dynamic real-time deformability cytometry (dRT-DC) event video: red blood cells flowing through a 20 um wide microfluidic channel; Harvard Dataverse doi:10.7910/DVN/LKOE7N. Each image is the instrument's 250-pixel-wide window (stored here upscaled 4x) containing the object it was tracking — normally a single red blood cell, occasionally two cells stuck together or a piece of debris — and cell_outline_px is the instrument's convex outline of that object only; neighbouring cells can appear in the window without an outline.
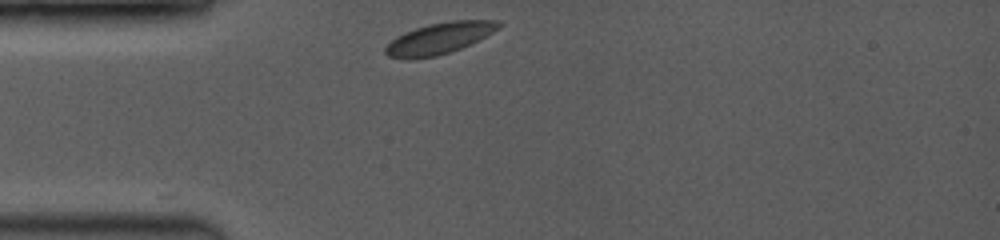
{"species": "common noctule bat (a hibernating species)", "species_latin": "Nyctalus noctula", "temperature_condition": "room temperature", "stored_images_in_passage": 4, "camera_frame_rate_fps": 3500, "um_per_image_px": 0.085, "animal": {"sex": "female", "body_mass_g": 19.0, "forearm_length_mm": 53.3}, "frame": {"image": 1, "passage_image": 1, "time_ms": 0.0, "image_size_px": [1000, 240], "cell_outline_px": [[504, 24], [500, 28], [460, 48], [436, 56], [412, 60], [388, 56], [384, 52], [384, 48], [396, 36], [404, 32], [428, 24], [452, 20], [500, 20]], "centroid_in_image_um": [37.33, 3.25], "position_along_channel_um": 47.7, "area_um2": 20.58}}
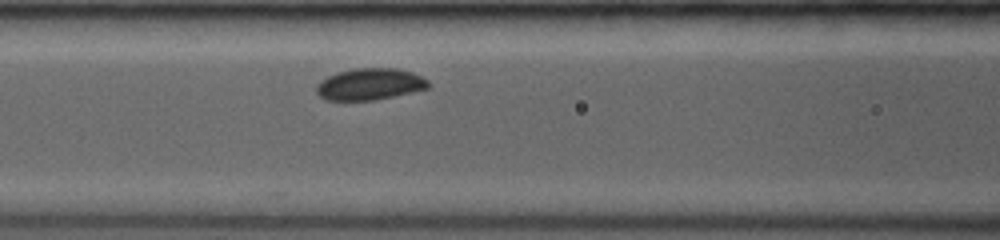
{"frame": {"image": 2, "passage_image": 4, "time_ms": 2.571, "image_size_px": [1000, 240], "cell_outline_px": [[432, 84], [428, 88], [412, 92], [376, 100], [324, 100], [316, 92], [316, 88], [320, 80], [336, 72], [356, 68], [396, 68], [412, 72], [428, 80]], "centroid_in_image_um": [31.44, 7.15], "position_along_channel_um": 135.2, "area_um2": 20.75}}